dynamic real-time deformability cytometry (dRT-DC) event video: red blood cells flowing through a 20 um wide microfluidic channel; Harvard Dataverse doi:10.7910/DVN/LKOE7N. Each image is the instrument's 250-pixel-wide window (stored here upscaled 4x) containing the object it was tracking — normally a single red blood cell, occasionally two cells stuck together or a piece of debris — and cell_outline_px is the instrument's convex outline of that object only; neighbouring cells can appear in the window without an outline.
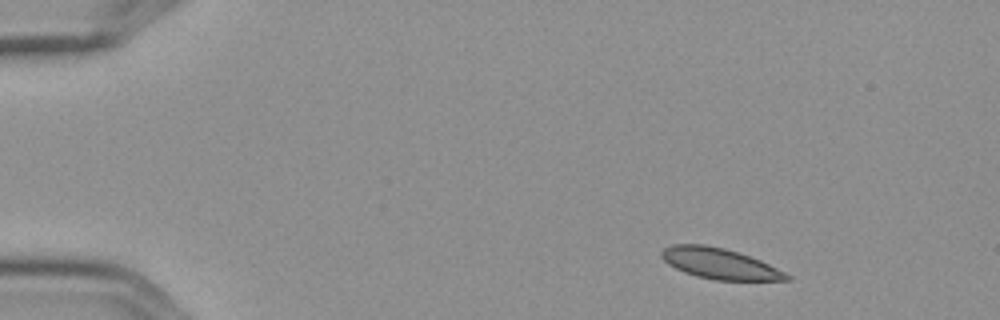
{"species": "Egyptian fruit bat (a non-hibernating species)", "species_latin": "Rousettus aegyptiacus", "temperature_condition": "cold", "stored_images_in_passage": 4, "camera_frame_rate_fps": 3000, "um_per_image_px": 0.085, "frame": {"image": 1, "passage_image": 1, "time_ms": 0.0, "image_size_px": [1000, 320], "cell_outline_px": [[792, 280], [716, 280], [696, 276], [684, 272], [668, 264], [660, 256], [660, 252], [664, 248], [672, 244], [704, 244], [724, 248], [760, 260], [792, 276]], "centroid_in_image_um": [61.14, 22.4], "position_along_channel_um": 23.9, "area_um2": 22.25}}
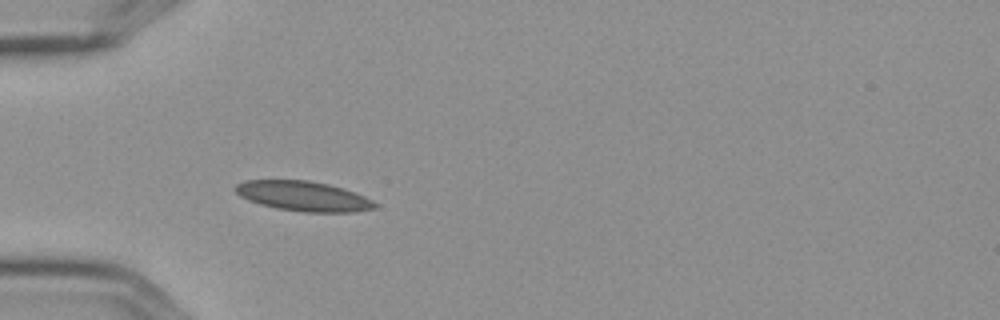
{"frame": {"image": 2, "passage_image": 4, "time_ms": 1.0, "image_size_px": [1000, 320], "cell_outline_px": [[376, 208], [356, 212], [304, 212], [276, 208], [260, 204], [248, 200], [240, 196], [232, 188], [236, 184], [244, 180], [308, 180], [328, 184], [356, 192], [372, 200], [376, 204]], "centroid_in_image_um": [25.76, 16.67], "position_along_channel_um": 59.2, "area_um2": 24.39}}